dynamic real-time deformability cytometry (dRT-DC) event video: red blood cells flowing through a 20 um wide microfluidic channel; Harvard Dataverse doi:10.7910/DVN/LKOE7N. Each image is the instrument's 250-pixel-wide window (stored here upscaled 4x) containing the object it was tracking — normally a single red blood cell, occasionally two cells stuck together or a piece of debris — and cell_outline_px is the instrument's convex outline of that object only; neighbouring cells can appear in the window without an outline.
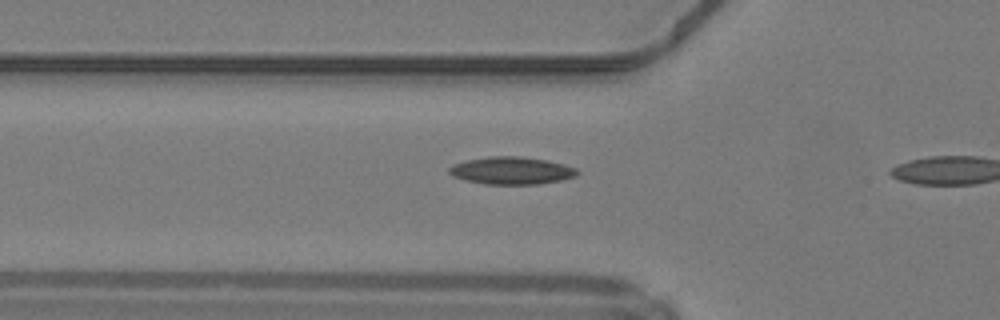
{"species": "common noctule bat (a hibernating species)", "species_latin": "Nyctalus noctula", "temperature_condition": "warm", "stored_images_in_passage": 9, "camera_frame_rate_fps": 3000, "um_per_image_px": 0.085, "animal": {"sex": "male", "body_mass_g": 19.2, "forearm_length_mm": 51.8}, "frame": {"image": 1, "passage_image": 7, "time_ms": 2.0, "image_size_px": [1000, 320], "cell_outline_px": [[580, 172], [576, 176], [560, 180], [536, 184], [484, 184], [464, 180], [452, 176], [448, 172], [448, 168], [452, 164], [464, 160], [488, 156], [520, 156], [548, 160], [564, 164], [576, 168]], "centroid_in_image_um": [43.44, 14.49], "position_along_channel_um": 82.4, "area_um2": 20.75}}